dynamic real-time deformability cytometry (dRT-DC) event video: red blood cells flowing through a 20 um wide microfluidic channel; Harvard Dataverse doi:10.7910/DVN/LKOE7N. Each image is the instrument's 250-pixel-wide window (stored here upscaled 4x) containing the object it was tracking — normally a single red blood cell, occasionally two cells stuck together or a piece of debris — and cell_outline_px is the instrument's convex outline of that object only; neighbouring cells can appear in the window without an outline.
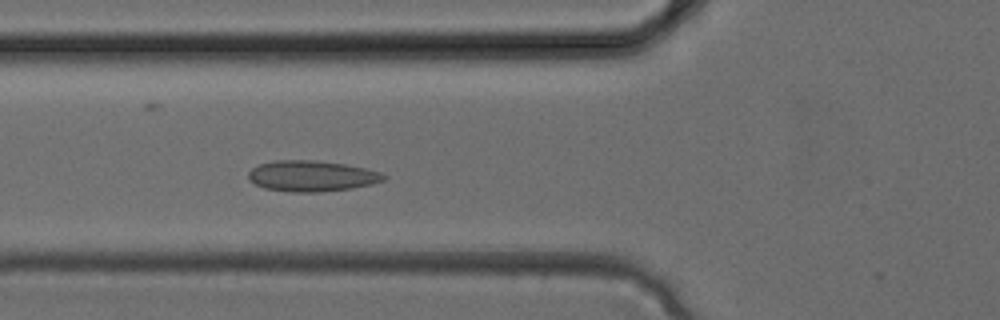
{"species": "common noctule bat (a hibernating species)", "species_latin": "Nyctalus noctula", "temperature_condition": "cold", "stored_images_in_passage": 35, "camera_frame_rate_fps": 3000, "um_per_image_px": 0.085, "animal": {"sex": "female", "body_mass_g": 24.6, "forearm_length_mm": 56.2}, "frame": {"image": 1, "passage_image": 12, "time_ms": 3.667, "image_size_px": [1000, 320], "cell_outline_px": [[388, 176], [384, 180], [372, 184], [352, 188], [320, 192], [292, 192], [264, 188], [248, 180], [248, 172], [252, 168], [260, 164], [276, 160], [316, 160], [344, 164], [364, 168], [380, 172]], "centroid_in_image_um": [26.49, 14.96], "position_along_channel_um": 99.3, "area_um2": 24.33}}
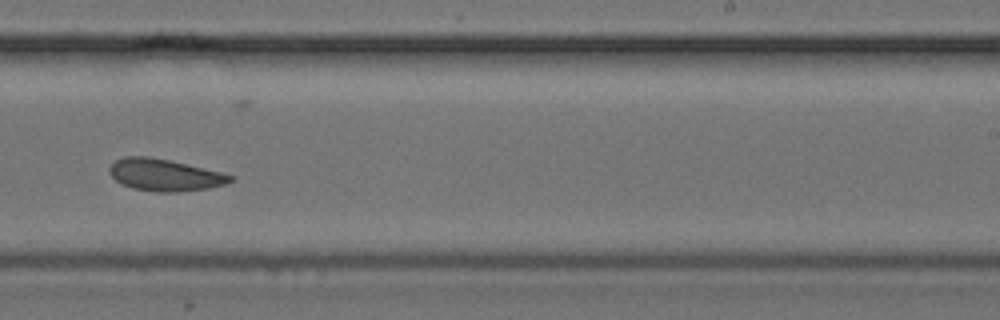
{"frame": {"image": 2, "passage_image": 21, "time_ms": 6.667, "image_size_px": [1000, 320], "cell_outline_px": [[236, 180], [224, 184], [208, 188], [176, 192], [156, 192], [132, 188], [120, 184], [108, 172], [108, 168], [116, 160], [124, 156], [148, 156], [168, 160], [220, 172], [232, 176]], "centroid_in_image_um": [13.95, 14.88], "position_along_channel_um": 275.0, "area_um2": 22.37}}
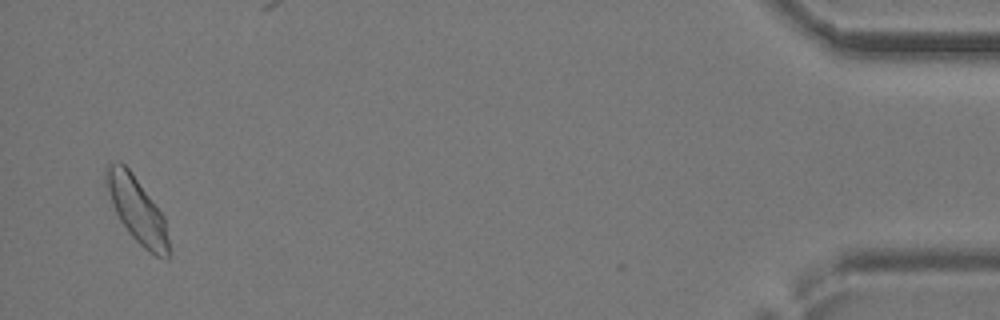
{"frame": {"image": 3, "passage_image": 33, "time_ms": 10.667, "image_size_px": [1000, 320], "cell_outline_px": [[168, 260], [156, 256], [148, 252], [128, 232], [120, 220], [112, 204], [104, 176], [104, 168], [108, 164], [116, 160], [120, 160], [132, 172], [164, 216], [168, 240]], "centroid_in_image_um": [11.62, 17.8], "position_along_channel_um": 423.6, "area_um2": 23.7}}